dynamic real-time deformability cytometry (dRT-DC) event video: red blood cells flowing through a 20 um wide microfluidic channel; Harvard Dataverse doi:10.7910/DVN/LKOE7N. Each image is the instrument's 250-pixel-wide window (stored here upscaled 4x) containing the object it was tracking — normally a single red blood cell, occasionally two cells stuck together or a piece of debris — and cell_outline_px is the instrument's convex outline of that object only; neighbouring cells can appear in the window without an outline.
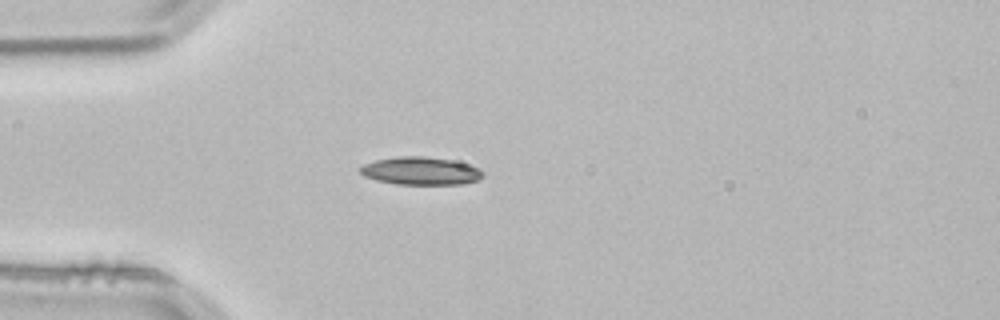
{"species": "common noctule bat (a hibernating species)", "species_latin": "Nyctalus noctula", "temperature_condition": "room temperature", "stored_images_in_passage": 32, "camera_frame_rate_fps": 3000, "um_per_image_px": 0.085, "animal": {"sex": "male", "body_mass_g": 21.5, "forearm_length_mm": 52.0}, "frame": {"image": 1, "passage_image": 1, "time_ms": 0.0, "image_size_px": [1000, 320], "cell_outline_px": [[484, 176], [476, 180], [464, 184], [396, 184], [376, 180], [364, 176], [360, 172], [360, 168], [364, 164], [376, 160], [396, 156], [424, 156], [452, 160], [476, 168], [484, 172]], "centroid_in_image_um": [35.73, 14.53], "position_along_channel_um": 49.3, "area_um2": 19.77}}
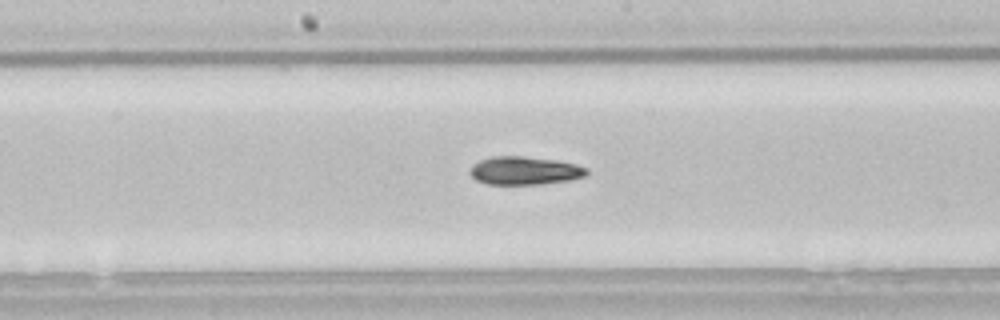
{"frame": {"image": 2, "passage_image": 14, "time_ms": 4.333, "image_size_px": [1000, 320], "cell_outline_px": [[588, 172], [584, 176], [568, 180], [540, 184], [488, 184], [476, 180], [468, 172], [472, 164], [480, 160], [492, 156], [524, 156], [556, 160], [576, 164], [588, 168]], "centroid_in_image_um": [44.56, 14.49], "position_along_channel_um": 203.6, "area_um2": 19.19}}
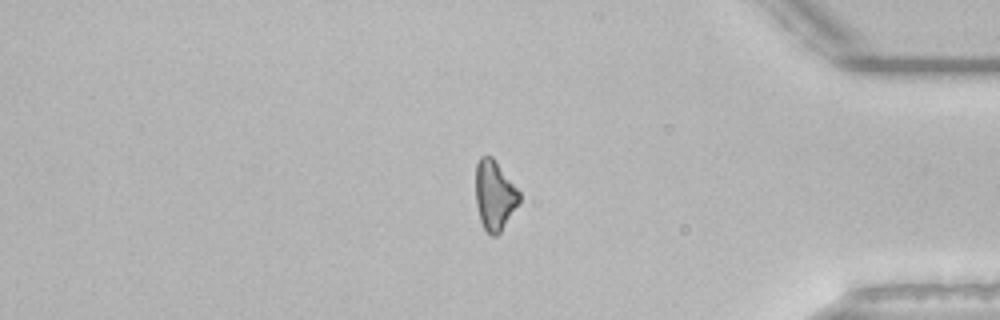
{"frame": {"image": 3, "passage_image": 31, "time_ms": 10.0, "image_size_px": [1000, 320], "cell_outline_px": [[520, 200], [500, 232], [496, 236], [492, 236], [484, 228], [480, 220], [476, 204], [476, 164], [480, 156], [492, 156], [520, 192]], "centroid_in_image_um": [42.02, 16.58], "position_along_channel_um": 393.2, "area_um2": 17.46}, "authors_computed_cell_mechanics": {"area_um2": 19.074, "velocity_mm_per_s": 3.8427, "shape_relaxation_time_tau1_ms": 4.0878, "shape_relaxation_time_tau2_ms": null, "deformation_change_tau1": 0.1365, "deformation_change_tau2": null}}